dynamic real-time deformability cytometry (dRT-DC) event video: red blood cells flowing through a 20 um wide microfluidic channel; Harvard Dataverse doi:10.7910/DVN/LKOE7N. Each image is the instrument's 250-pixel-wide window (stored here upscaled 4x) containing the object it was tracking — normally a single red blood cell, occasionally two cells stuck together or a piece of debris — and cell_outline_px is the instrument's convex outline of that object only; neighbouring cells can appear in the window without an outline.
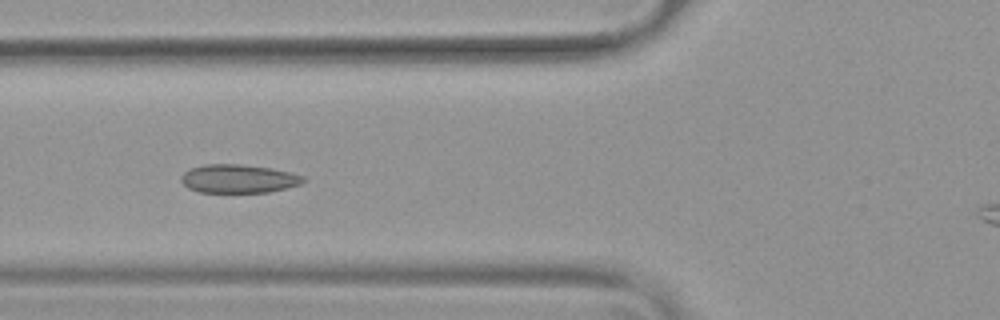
{"species": "common noctule bat (a hibernating species)", "species_latin": "Nyctalus noctula", "temperature_condition": "warm", "stored_images_in_passage": 27, "camera_frame_rate_fps": 3000, "um_per_image_px": 0.085, "animal": {"sex": "female", "body_mass_g": 19.9}, "frame": {"image": 1, "passage_image": 8, "time_ms": 2.333, "image_size_px": [1000, 320], "cell_outline_px": [[304, 180], [300, 184], [268, 192], [200, 192], [188, 188], [180, 180], [180, 176], [184, 172], [192, 168], [204, 164], [240, 164], [272, 168], [292, 172], [304, 176]], "centroid_in_image_um": [20.26, 15.18], "position_along_channel_um": 105.5, "area_um2": 20.23}}